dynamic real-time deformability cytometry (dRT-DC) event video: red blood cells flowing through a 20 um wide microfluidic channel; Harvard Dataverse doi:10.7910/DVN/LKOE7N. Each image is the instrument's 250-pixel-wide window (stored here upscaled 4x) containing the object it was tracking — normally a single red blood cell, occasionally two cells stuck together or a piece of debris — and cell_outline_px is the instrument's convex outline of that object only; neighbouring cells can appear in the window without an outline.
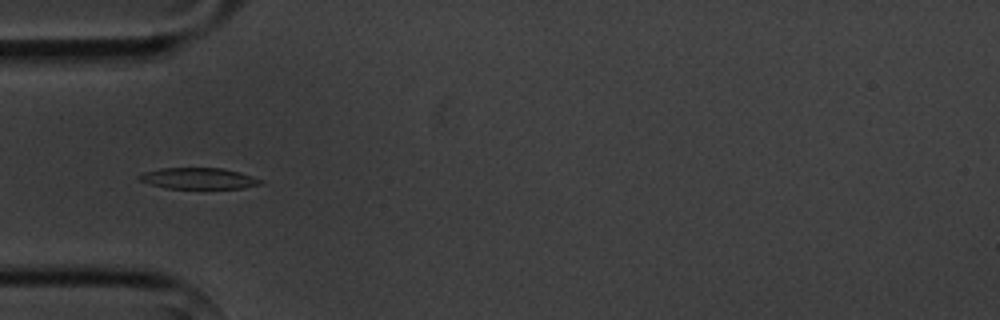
{"species": "common noctule bat (a hibernating species)", "species_latin": "Nyctalus noctula", "temperature_condition": "cold", "stored_images_in_passage": 8, "camera_frame_rate_fps": 3000, "um_per_image_px": 0.085, "animal": {"sex": "male", "body_mass_g": 20.1, "forearm_length_mm": 53.5}, "frame": {"image": 1, "passage_image": 4, "time_ms": 3.667, "image_size_px": [1000, 320], "cell_outline_px": [[264, 184], [244, 188], [168, 188], [152, 184], [140, 180], [136, 176], [144, 172], [160, 168], [224, 168], [240, 172], [264, 180]], "centroid_in_image_um": [16.94, 15.16], "position_along_channel_um": 68.1, "area_um2": 14.97}}
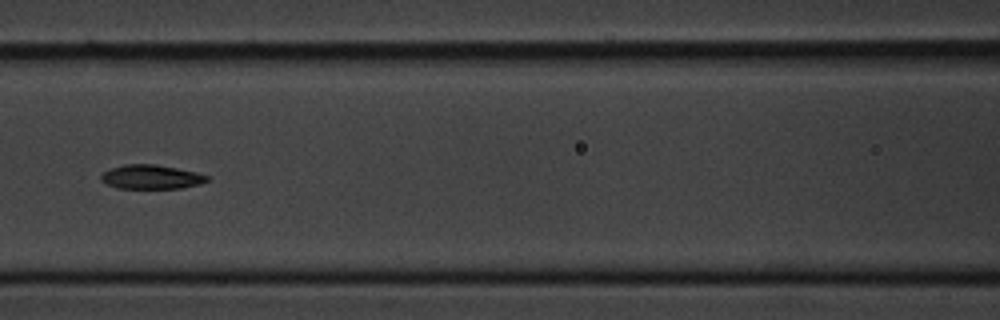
{"frame": {"image": 2, "passage_image": 6, "time_ms": 6.0, "image_size_px": [1000, 320], "cell_outline_px": [[208, 180], [200, 184], [180, 188], [116, 188], [100, 180], [100, 176], [104, 172], [112, 168], [124, 164], [156, 164], [196, 172], [208, 176]], "centroid_in_image_um": [12.84, 15.04], "position_along_channel_um": 153.8, "area_um2": 14.8}}
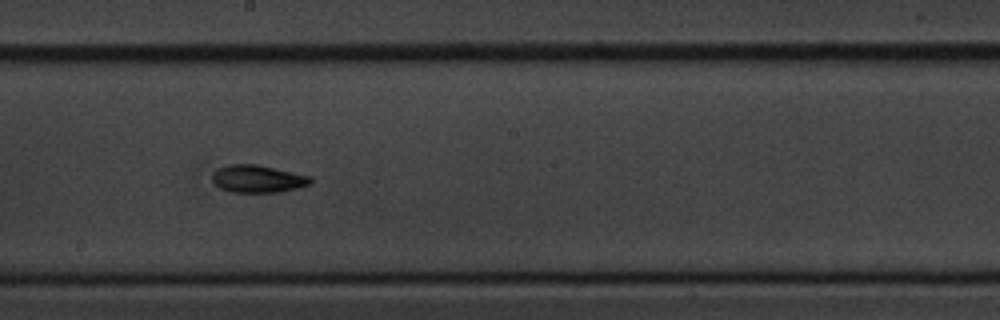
{"frame": {"image": 3, "passage_image": 8, "time_ms": 8.0, "image_size_px": [1000, 320], "cell_outline_px": [[312, 184], [280, 192], [232, 192], [220, 188], [212, 180], [212, 172], [228, 164], [256, 164], [312, 176]], "centroid_in_image_um": [21.93, 15.2], "position_along_channel_um": 226.3, "area_um2": 15.78}}